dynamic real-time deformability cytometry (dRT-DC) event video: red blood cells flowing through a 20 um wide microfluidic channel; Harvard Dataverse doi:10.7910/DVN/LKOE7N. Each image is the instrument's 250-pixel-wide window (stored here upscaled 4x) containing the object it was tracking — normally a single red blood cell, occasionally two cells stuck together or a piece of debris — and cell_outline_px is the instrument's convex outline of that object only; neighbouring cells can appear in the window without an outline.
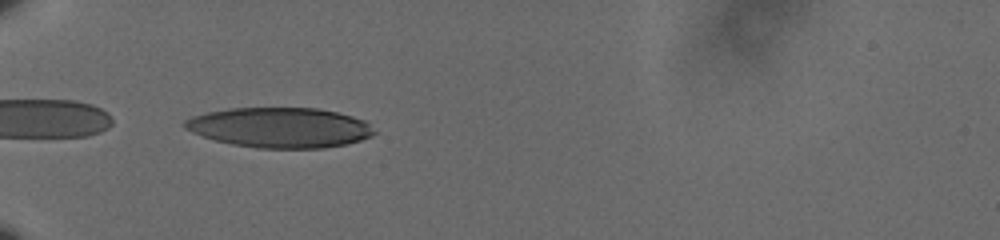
{"species": "human", "species_latin": "Homo sapiens", "temperature_condition": "cold", "stored_images_in_passage": 37, "camera_frame_rate_fps": 3000, "um_per_image_px": 0.085, "donor": {"sex": "male"}, "frame": {"image": 1, "passage_image": 1, "time_ms": 0.0, "image_size_px": [1000, 240], "cell_outline_px": [[376, 132], [372, 136], [360, 140], [344, 144], [324, 148], [256, 148], [232, 144], [216, 140], [192, 132], [184, 128], [184, 120], [192, 116], [208, 112], [228, 108], [316, 108], [336, 112], [352, 116], [364, 120]], "centroid_in_image_um": [23.78, 10.84], "position_along_channel_um": 61.2, "area_um2": 44.1}}
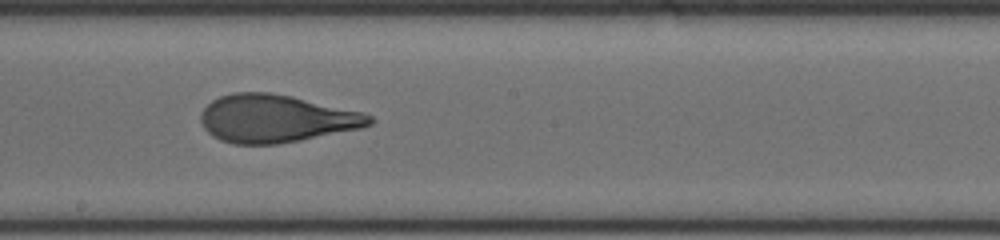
{"frame": {"image": 2, "passage_image": 16, "time_ms": 5.0, "image_size_px": [1000, 240], "cell_outline_px": [[376, 120], [372, 124], [360, 128], [300, 140], [276, 144], [232, 144], [220, 140], [212, 136], [204, 128], [200, 120], [200, 112], [212, 100], [220, 96], [232, 92], [268, 92], [292, 96], [364, 112], [372, 116]], "centroid_in_image_um": [23.45, 10.07], "position_along_channel_um": 224.8, "area_um2": 47.11}}
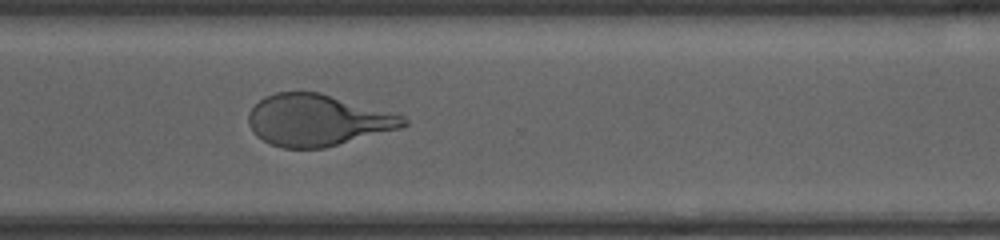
{"frame": {"image": 3, "passage_image": 26, "time_ms": 8.333, "image_size_px": [1000, 240], "cell_outline_px": [[408, 124], [400, 128], [324, 148], [284, 148], [272, 144], [256, 136], [248, 124], [248, 112], [264, 96], [276, 92], [320, 92], [404, 116], [408, 120]], "centroid_in_image_um": [26.96, 10.21], "position_along_channel_um": 343.6, "area_um2": 46.24}, "authors_computed_cell_mechanics": {"area_um2": 46.9914, "velocity_mm_per_s": 3.5866, "shape_relaxation_time_tau1_ms": 4.1111, "shape_relaxation_time_tau2_ms": 1.0591, "deformation_change_tau1": 0.194, "deformation_change_tau2": 0.0875}}